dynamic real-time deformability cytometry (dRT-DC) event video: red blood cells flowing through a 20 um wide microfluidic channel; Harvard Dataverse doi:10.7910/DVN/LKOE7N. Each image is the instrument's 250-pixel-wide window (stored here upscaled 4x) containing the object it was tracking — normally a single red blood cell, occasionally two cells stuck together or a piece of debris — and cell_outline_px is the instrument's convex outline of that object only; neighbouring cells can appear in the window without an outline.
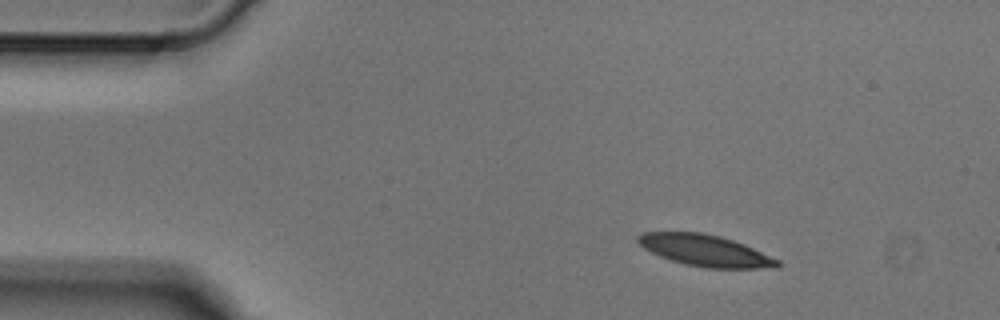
{"species": "Egyptian fruit bat (a non-hibernating species)", "species_latin": "Rousettus aegyptiacus", "temperature_condition": "cold", "stored_images_in_passage": 3, "camera_frame_rate_fps": 3000, "um_per_image_px": 0.085, "animal": {"sex": "male"}, "frame": {"image": 1, "passage_image": 1, "time_ms": 0.0, "image_size_px": [1000, 320], "cell_outline_px": [[780, 268], [704, 268], [684, 264], [660, 256], [644, 248], [636, 240], [636, 236], [640, 232], [700, 232], [720, 236], [744, 244], [780, 260]], "centroid_in_image_um": [59.95, 21.29], "position_along_channel_um": 25.1, "area_um2": 25.61}}
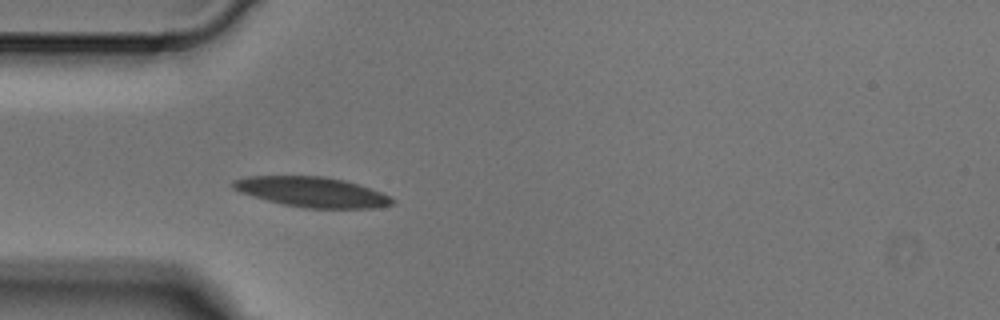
{"frame": {"image": 2, "passage_image": 3, "time_ms": 0.667, "image_size_px": [1000, 320], "cell_outline_px": [[396, 204], [376, 208], [304, 208], [284, 204], [268, 200], [240, 192], [232, 188], [232, 180], [244, 176], [324, 176], [344, 180], [380, 192], [396, 200]], "centroid_in_image_um": [26.52, 16.32], "position_along_channel_um": 58.5, "area_um2": 27.8}}